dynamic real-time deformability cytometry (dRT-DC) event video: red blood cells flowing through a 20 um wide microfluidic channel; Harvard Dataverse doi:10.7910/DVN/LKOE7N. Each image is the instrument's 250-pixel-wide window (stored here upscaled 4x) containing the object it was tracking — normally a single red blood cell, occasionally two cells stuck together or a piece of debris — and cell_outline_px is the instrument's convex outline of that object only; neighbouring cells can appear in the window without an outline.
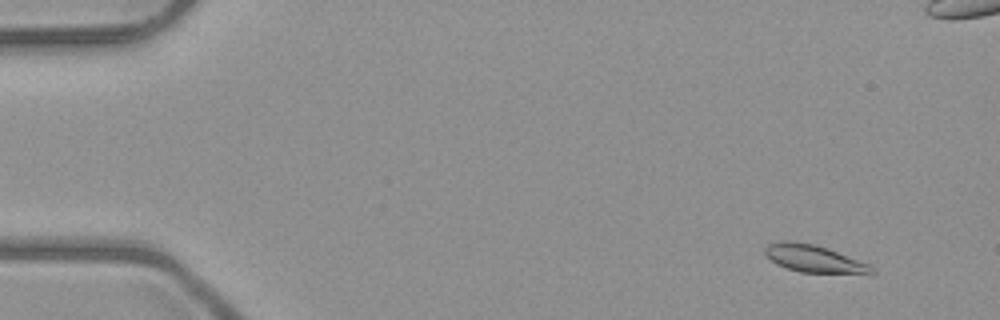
{"species": "common noctule bat (a hibernating species)", "species_latin": "Nyctalus noctula", "temperature_condition": "room temperature", "stored_images_in_passage": 6, "camera_frame_rate_fps": 3000, "um_per_image_px": 0.085, "animal": {"sex": "male", "body_mass_g": 23.1, "forearm_length_mm": 52.7}, "frame": {"image": 1, "passage_image": 2, "time_ms": 1.0, "image_size_px": [1000, 320], "cell_outline_px": [[876, 272], [872, 276], [868, 276], [800, 272], [776, 264], [764, 252], [764, 248], [768, 244], [780, 240], [788, 240], [816, 244], [828, 248], [868, 264]], "centroid_in_image_um": [69.28, 22.02], "position_along_channel_um": 15.7, "area_um2": 17.63}}